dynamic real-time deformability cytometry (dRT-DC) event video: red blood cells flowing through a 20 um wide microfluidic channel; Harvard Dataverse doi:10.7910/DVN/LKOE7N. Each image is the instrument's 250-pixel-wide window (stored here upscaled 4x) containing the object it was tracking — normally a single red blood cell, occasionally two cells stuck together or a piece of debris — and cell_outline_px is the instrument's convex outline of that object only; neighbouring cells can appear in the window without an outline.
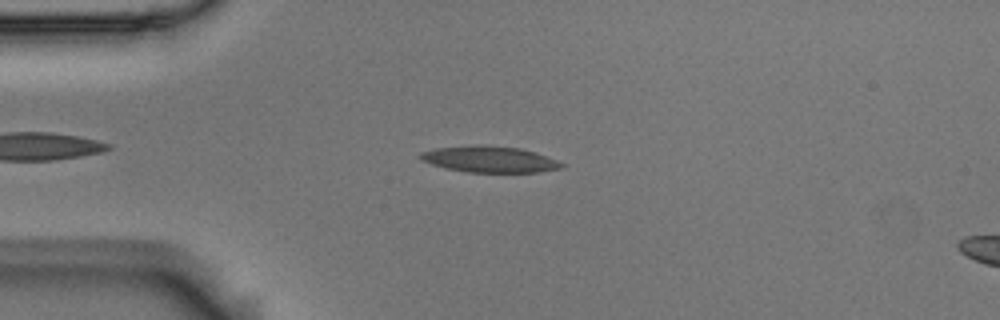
{"species": "Egyptian fruit bat (a non-hibernating species)", "species_latin": "Rousettus aegyptiacus", "temperature_condition": "room temperature", "stored_images_in_passage": 4, "camera_frame_rate_fps": 3000, "um_per_image_px": 0.085, "animal": {"sex": "male"}, "frame": {"image": 1, "passage_image": 3, "time_ms": 0.667, "image_size_px": [1000, 320], "cell_outline_px": [[564, 168], [536, 172], [468, 172], [444, 168], [432, 164], [416, 156], [420, 152], [436, 148], [476, 144], [488, 144], [520, 148], [536, 152], [556, 160], [564, 164]], "centroid_in_image_um": [41.6, 13.52], "position_along_channel_um": 43.4, "area_um2": 21.79}}